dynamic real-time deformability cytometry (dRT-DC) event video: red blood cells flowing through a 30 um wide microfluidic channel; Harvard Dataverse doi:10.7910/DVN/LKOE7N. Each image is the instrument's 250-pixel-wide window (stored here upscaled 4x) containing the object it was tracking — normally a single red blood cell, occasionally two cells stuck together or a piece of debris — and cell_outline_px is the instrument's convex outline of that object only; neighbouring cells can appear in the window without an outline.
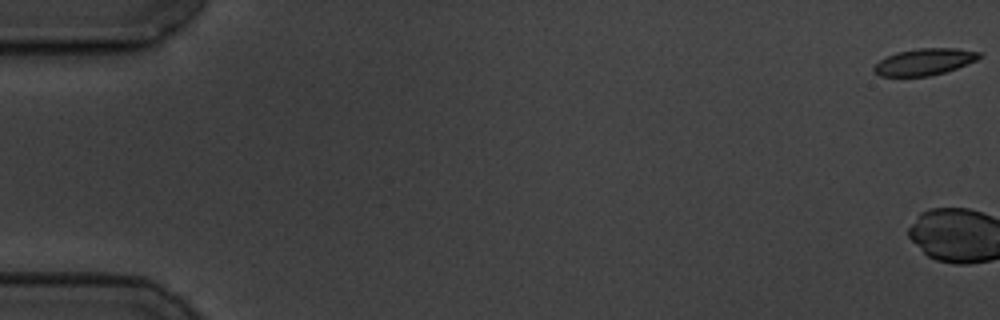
{"species": "common noctule bat (a hibernating species)", "species_latin": "Nyctalus noctula", "temperature_condition": "cold", "stored_images_in_passage": 3, "camera_frame_rate_fps": 3000, "um_per_image_px": 0.085, "animal": {"sex": "male", "body_mass_g": 19.5, "forearm_length_mm": 54.6}, "frame": {"image": 1, "passage_image": 1, "time_ms": 0.0, "image_size_px": [1000, 320], "cell_outline_px": [[980, 56], [976, 60], [956, 68], [944, 72], [928, 76], [880, 76], [872, 72], [872, 68], [880, 60], [896, 52], [920, 48], [956, 48], [980, 52]], "centroid_in_image_um": [78.53, 5.25], "position_along_channel_um": 6.5, "area_um2": 16.18}}